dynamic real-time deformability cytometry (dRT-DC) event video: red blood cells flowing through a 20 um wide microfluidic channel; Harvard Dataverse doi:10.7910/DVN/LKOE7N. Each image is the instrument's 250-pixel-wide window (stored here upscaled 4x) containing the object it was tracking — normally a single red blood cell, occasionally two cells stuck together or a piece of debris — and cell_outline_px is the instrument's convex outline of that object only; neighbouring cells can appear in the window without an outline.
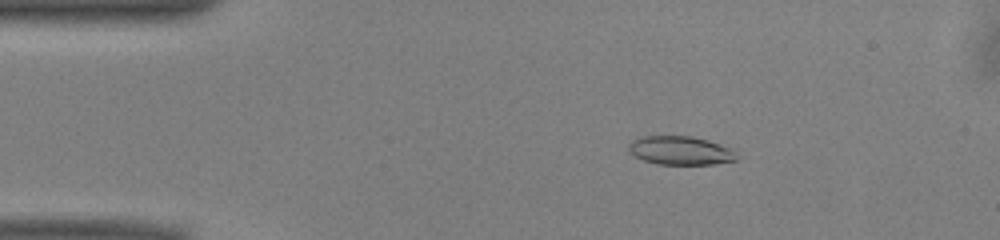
{"species": "common noctule bat (a hibernating species)", "species_latin": "Nyctalus noctula", "temperature_condition": "warm", "stored_images_in_passage": 52, "camera_frame_rate_fps": 3000, "um_per_image_px": 0.085, "animal": {"sex": "male", "body_mass_g": 13.0, "forearm_length_mm": 53.1}, "frame": {"image": 1, "passage_image": 9, "time_ms": 2.667, "image_size_px": [1000, 240], "cell_outline_px": [[736, 160], [716, 164], [656, 164], [644, 160], [628, 152], [628, 144], [632, 140], [644, 136], [692, 136], [708, 140], [732, 148], [736, 152]], "centroid_in_image_um": [57.84, 12.79], "position_along_channel_um": 27.2, "area_um2": 18.09}}
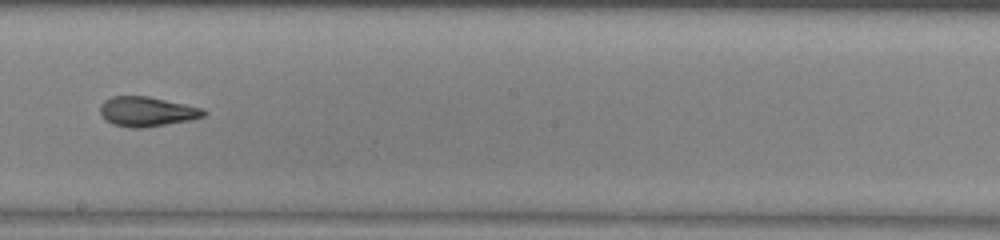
{"frame": {"image": 2, "passage_image": 29, "time_ms": 9.333, "image_size_px": [1000, 240], "cell_outline_px": [[208, 112], [204, 116], [188, 120], [144, 128], [132, 128], [112, 124], [100, 112], [100, 104], [104, 100], [112, 96], [148, 96], [204, 108]], "centroid_in_image_um": [12.5, 9.47], "position_along_channel_um": 235.7, "area_um2": 17.86}}
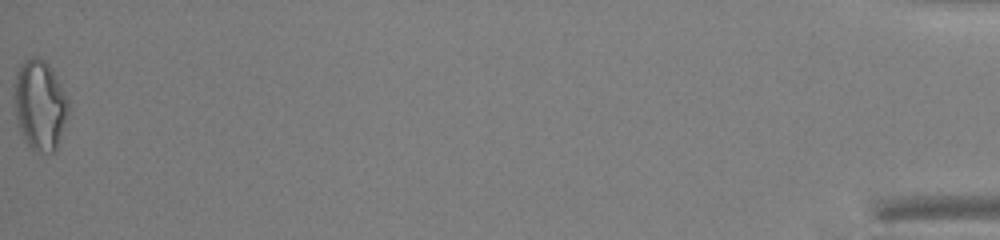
{"frame": {"image": 3, "passage_image": 52, "time_ms": 17.0, "image_size_px": [1000, 240], "cell_outline_px": [[68, 116], [56, 148], [52, 152], [40, 152], [32, 148], [24, 140], [16, 124], [12, 96], [16, 68], [24, 60], [32, 56], [40, 56], [52, 68], [68, 100]], "centroid_in_image_um": [3.33, 8.88], "position_along_channel_um": 431.9, "area_um2": 29.02}, "authors_computed_cell_mechanics": {"area_um2": 19.074, "velocity_mm_per_s": 3.974, "shape_relaxation_time_tau1_ms": 8.1836, "shape_relaxation_time_tau2_ms": 2.0515, "deformation_change_tau1": 0.2092, "deformation_change_tau2": 0.0962}}